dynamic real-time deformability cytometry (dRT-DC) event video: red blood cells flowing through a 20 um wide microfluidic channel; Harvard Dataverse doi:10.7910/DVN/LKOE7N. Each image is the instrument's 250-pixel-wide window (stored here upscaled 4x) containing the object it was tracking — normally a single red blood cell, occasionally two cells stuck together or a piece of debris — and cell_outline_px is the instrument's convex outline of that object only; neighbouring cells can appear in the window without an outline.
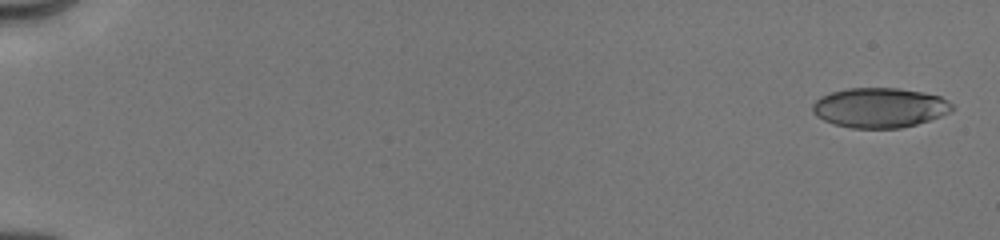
{"species": "human", "species_latin": "Homo sapiens", "temperature_condition": "cold", "stored_images_in_passage": 8, "camera_frame_rate_fps": 3000, "um_per_image_px": 0.085, "donor": {"sex": "male"}, "frame": {"image": 1, "passage_image": 1, "time_ms": 0.0, "image_size_px": [1000, 240], "cell_outline_px": [[952, 112], [916, 124], [900, 128], [852, 128], [836, 124], [824, 120], [816, 116], [812, 112], [812, 104], [820, 96], [832, 92], [848, 88], [896, 88], [920, 92], [940, 96], [948, 100], [952, 104]], "centroid_in_image_um": [74.76, 9.15], "position_along_channel_um": 10.2, "area_um2": 32.25}}
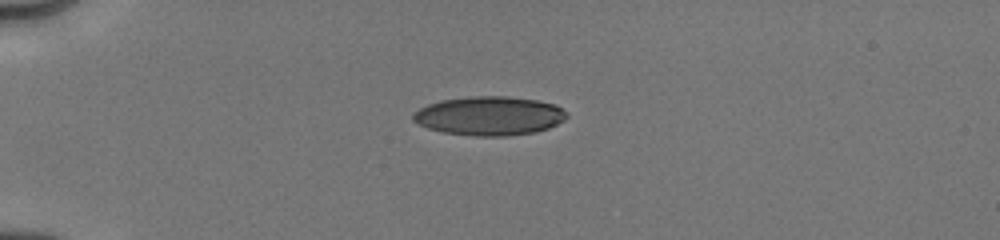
{"frame": {"image": 2, "passage_image": 5, "time_ms": 4.333, "image_size_px": [1000, 240], "cell_outline_px": [[568, 116], [564, 120], [548, 128], [536, 132], [508, 136], [476, 136], [444, 132], [428, 128], [416, 124], [412, 120], [412, 112], [428, 104], [440, 100], [472, 96], [508, 96], [536, 100], [556, 104], [568, 112]], "centroid_in_image_um": [41.59, 9.84], "position_along_channel_um": 43.4, "area_um2": 35.14}}
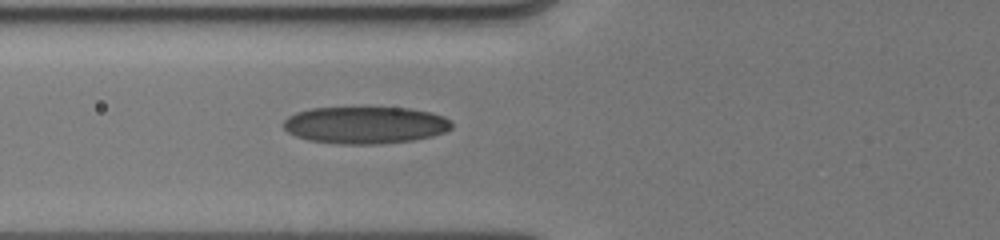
{"frame": {"image": 3, "passage_image": 8, "time_ms": 6.667, "image_size_px": [1000, 240], "cell_outline_px": [[452, 128], [444, 132], [432, 136], [412, 140], [380, 144], [340, 144], [308, 140], [296, 136], [288, 132], [284, 128], [284, 120], [288, 116], [296, 112], [312, 108], [408, 108], [432, 112], [444, 116], [452, 120]], "centroid_in_image_um": [31.07, 10.63], "position_along_channel_um": 94.7, "area_um2": 36.41}}